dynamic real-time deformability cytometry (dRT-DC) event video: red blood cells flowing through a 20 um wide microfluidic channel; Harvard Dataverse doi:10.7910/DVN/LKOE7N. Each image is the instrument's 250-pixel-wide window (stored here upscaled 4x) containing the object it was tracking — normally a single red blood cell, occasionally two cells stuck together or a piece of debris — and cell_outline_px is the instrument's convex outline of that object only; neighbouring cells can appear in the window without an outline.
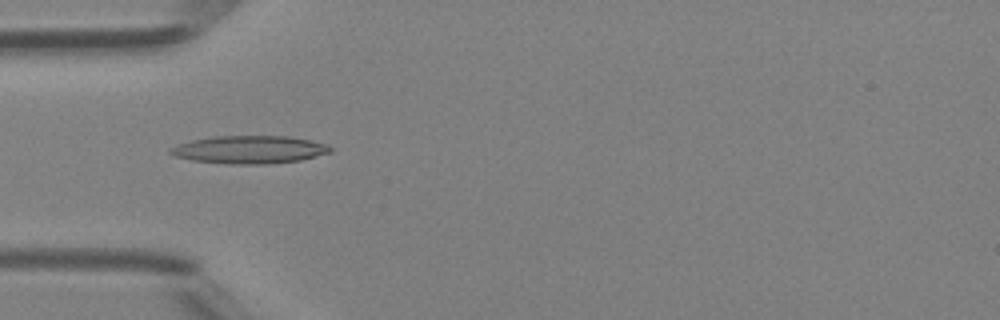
{"species": "Egyptian fruit bat (a non-hibernating species)", "species_latin": "Rousettus aegyptiacus", "temperature_condition": "room temperature", "stored_images_in_passage": 46, "camera_frame_rate_fps": 3000, "um_per_image_px": 0.085, "animal": {"sex": "female"}, "frame": {"image": 1, "passage_image": 13, "time_ms": 4.0, "image_size_px": [1000, 320], "cell_outline_px": [[332, 152], [300, 160], [264, 164], [228, 164], [192, 160], [176, 156], [168, 152], [168, 148], [176, 144], [192, 140], [212, 136], [288, 136], [328, 144], [332, 148]], "centroid_in_image_um": [21.18, 12.71], "position_along_channel_um": 63.8, "area_um2": 26.01}}
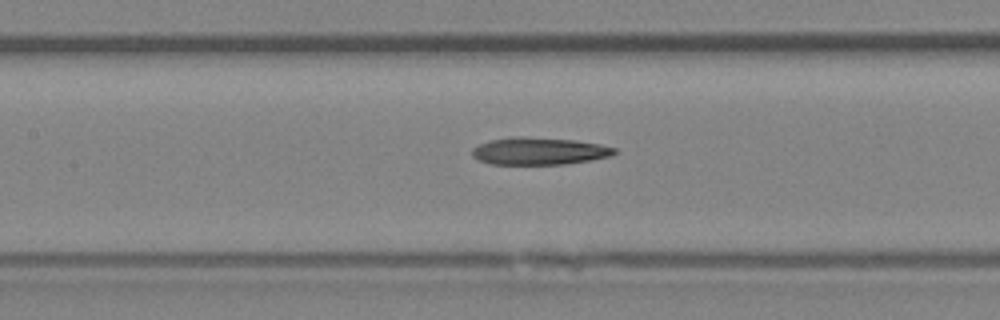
{"frame": {"image": 2, "passage_image": 20, "time_ms": 6.333, "image_size_px": [1000, 320], "cell_outline_px": [[616, 152], [612, 156], [592, 160], [564, 164], [492, 164], [480, 160], [472, 156], [472, 148], [488, 140], [516, 136], [524, 136], [576, 140], [600, 144], [616, 148]], "centroid_in_image_um": [45.84, 12.83], "position_along_channel_um": 161.6, "area_um2": 22.77}}
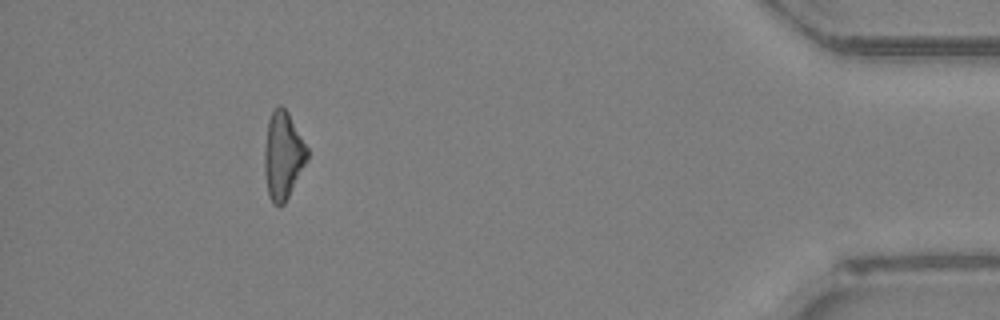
{"frame": {"image": 3, "passage_image": 42, "time_ms": 13.667, "image_size_px": [1000, 320], "cell_outline_px": [[308, 160], [284, 204], [280, 208], [272, 204], [268, 196], [264, 172], [264, 148], [268, 120], [272, 108], [276, 104], [280, 104], [288, 112], [308, 148]], "centroid_in_image_um": [24.04, 13.22], "position_along_channel_um": 411.2, "area_um2": 22.25}}